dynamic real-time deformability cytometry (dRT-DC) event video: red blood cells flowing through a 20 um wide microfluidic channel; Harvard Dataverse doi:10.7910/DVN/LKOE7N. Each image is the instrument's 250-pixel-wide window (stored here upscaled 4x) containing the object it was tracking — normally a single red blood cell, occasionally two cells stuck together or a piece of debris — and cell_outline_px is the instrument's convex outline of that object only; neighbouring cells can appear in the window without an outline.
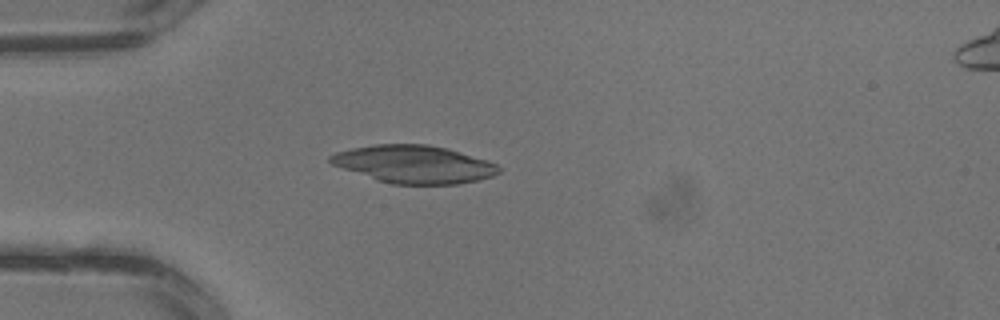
{"species": "common noctule bat (a hibernating species)", "species_latin": "Nyctalus noctula", "temperature_condition": "warm", "stored_images_in_passage": 2, "camera_frame_rate_fps": 3000, "um_per_image_px": 0.085, "animal": {"sex": "male", "body_mass_g": 13.3}, "frame": {"image": 1, "passage_image": 1, "time_ms": 0.0, "image_size_px": [1000, 320], "cell_outline_px": [[500, 172], [492, 176], [480, 180], [460, 184], [392, 184], [376, 180], [332, 164], [328, 160], [328, 156], [336, 152], [352, 148], [376, 144], [428, 144], [448, 148], [488, 160], [496, 164], [500, 168]], "centroid_in_image_um": [35.22, 13.96], "position_along_channel_um": 49.8, "area_um2": 37.17}}